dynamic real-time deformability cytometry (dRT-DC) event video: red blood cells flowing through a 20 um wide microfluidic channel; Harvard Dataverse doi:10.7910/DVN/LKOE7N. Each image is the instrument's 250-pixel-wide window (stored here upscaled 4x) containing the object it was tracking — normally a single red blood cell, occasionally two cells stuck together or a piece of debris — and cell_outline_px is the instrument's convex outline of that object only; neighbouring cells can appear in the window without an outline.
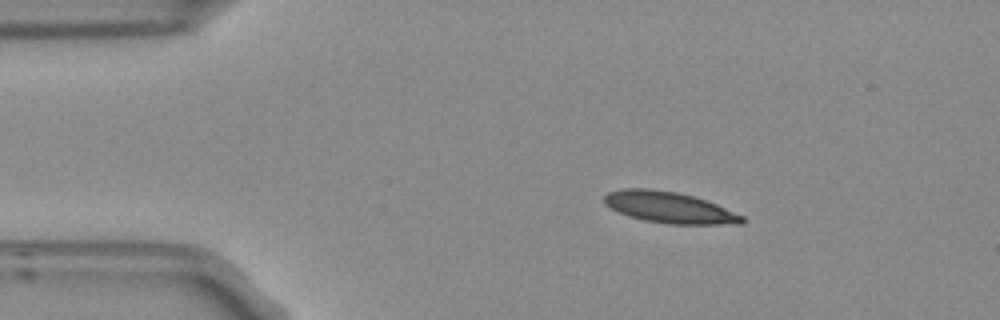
{"species": "Egyptian fruit bat (a non-hibernating species)", "species_latin": "Rousettus aegyptiacus", "temperature_condition": "room temperature", "stored_images_in_passage": 5, "camera_frame_rate_fps": 3000, "um_per_image_px": 0.085, "frame": {"image": 1, "passage_image": 1, "time_ms": 0.0, "image_size_px": [1000, 320], "cell_outline_px": [[744, 220], [740, 224], [668, 224], [644, 220], [628, 216], [604, 204], [604, 196], [608, 192], [624, 188], [648, 188], [676, 192], [692, 196], [716, 204], [744, 216]], "centroid_in_image_um": [56.87, 17.63], "position_along_channel_um": 28.1, "area_um2": 24.85}}
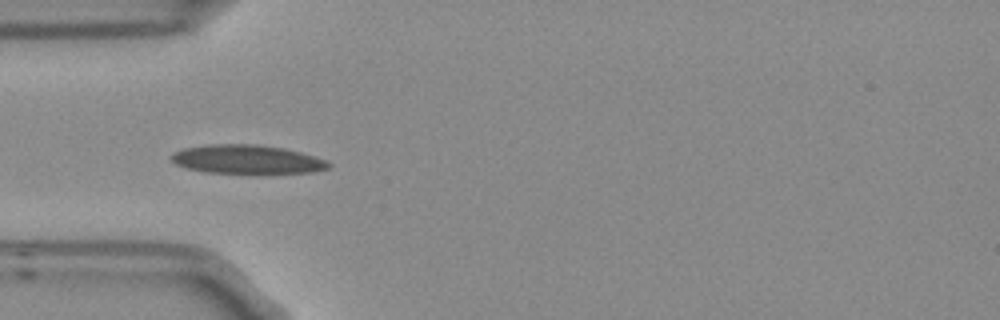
{"frame": {"image": 2, "passage_image": 3, "time_ms": 0.667, "image_size_px": [1000, 320], "cell_outline_px": [[332, 164], [328, 168], [312, 172], [204, 172], [188, 168], [176, 164], [168, 156], [172, 152], [184, 148], [208, 144], [252, 144], [284, 148], [300, 152], [324, 160]], "centroid_in_image_um": [20.92, 13.52], "position_along_channel_um": 64.1, "area_um2": 25.89}}